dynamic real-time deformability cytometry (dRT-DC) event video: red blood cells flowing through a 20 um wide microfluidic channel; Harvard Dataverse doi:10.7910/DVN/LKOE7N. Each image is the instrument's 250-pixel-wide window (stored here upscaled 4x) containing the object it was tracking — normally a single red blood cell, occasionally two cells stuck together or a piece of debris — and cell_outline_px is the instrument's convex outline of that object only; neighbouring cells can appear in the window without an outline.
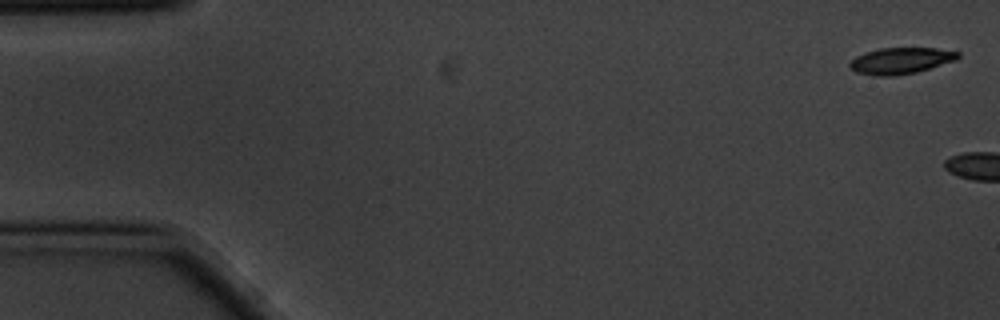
{"species": "common noctule bat (a hibernating species)", "species_latin": "Nyctalus noctula", "temperature_condition": "cold", "stored_images_in_passage": 2, "camera_frame_rate_fps": 3000, "um_per_image_px": 0.085, "animal": {"sex": "male", "body_mass_g": 20.1, "forearm_length_mm": 53.5}, "frame": {"image": 1, "passage_image": 1, "time_ms": 0.0, "image_size_px": [1000, 320], "cell_outline_px": [[960, 56], [956, 60], [916, 72], [892, 76], [876, 76], [856, 72], [848, 64], [856, 56], [864, 52], [880, 48], [936, 48], [960, 52]], "centroid_in_image_um": [76.56, 5.15], "position_along_channel_um": 8.4, "area_um2": 16.53}}